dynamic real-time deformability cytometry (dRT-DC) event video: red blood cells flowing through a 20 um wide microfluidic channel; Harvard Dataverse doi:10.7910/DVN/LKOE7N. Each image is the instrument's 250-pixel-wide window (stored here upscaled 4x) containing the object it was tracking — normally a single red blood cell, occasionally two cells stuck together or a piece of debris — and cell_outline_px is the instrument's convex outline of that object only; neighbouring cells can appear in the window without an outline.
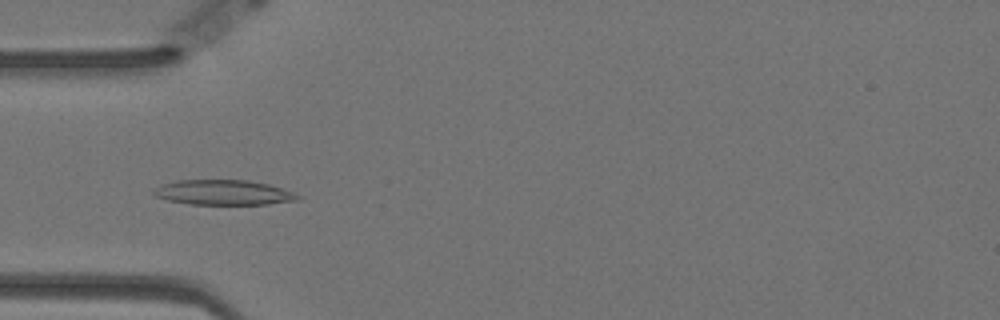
{"species": "Egyptian fruit bat (a non-hibernating species)", "species_latin": "Rousettus aegyptiacus", "temperature_condition": "warm", "stored_images_in_passage": 46, "camera_frame_rate_fps": 3000, "um_per_image_px": 0.085, "animal": {"sex": "female"}, "frame": {"image": 1, "passage_image": 6, "time_ms": 1.667, "image_size_px": [1000, 320], "cell_outline_px": [[300, 200], [268, 204], [188, 204], [168, 200], [156, 196], [152, 192], [152, 188], [176, 180], [248, 180], [268, 184], [296, 192], [300, 196]], "centroid_in_image_um": [19.02, 16.36], "position_along_channel_um": 66.0, "area_um2": 21.1}}
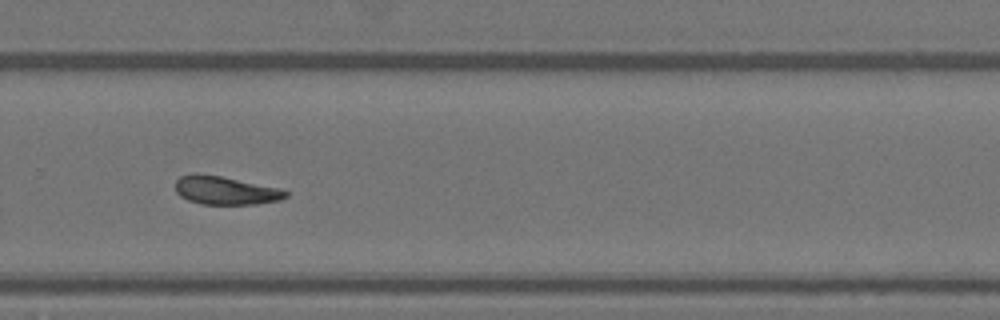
{"frame": {"image": 2, "passage_image": 27, "time_ms": 8.667, "image_size_px": [1000, 320], "cell_outline_px": [[288, 196], [280, 200], [256, 204], [200, 204], [188, 200], [180, 196], [176, 192], [176, 180], [180, 176], [192, 172], [196, 172], [220, 176], [280, 188], [288, 192]], "centroid_in_image_um": [19.13, 16.18], "position_along_channel_um": 310.7, "area_um2": 18.32}}
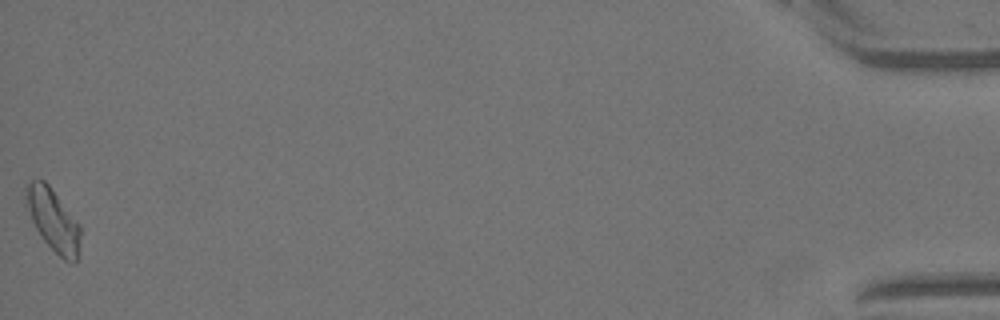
{"frame": {"image": 3, "passage_image": 46, "time_ms": 15.0, "image_size_px": [1000, 320], "cell_outline_px": [[80, 248], [76, 260], [72, 264], [64, 260], [44, 240], [36, 228], [32, 220], [28, 208], [24, 192], [24, 184], [32, 180], [44, 180], [48, 184], [80, 224]], "centroid_in_image_um": [4.53, 18.69], "position_along_channel_um": 430.7, "area_um2": 19.59}, "authors_computed_cell_mechanics": {"area_um2": 18.9006, "velocity_mm_per_s": 3.4961, "shape_relaxation_time_tau1_ms": 5.1272, "shape_relaxation_time_tau2_ms": 9.5798, "deformation_change_tau1": 0.1256, "deformation_change_tau2": 0.1895}}